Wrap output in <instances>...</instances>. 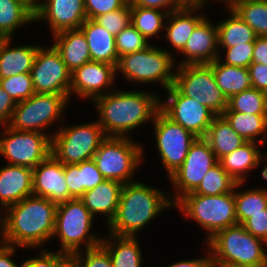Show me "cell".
Masks as SVG:
<instances>
[{
    "label": "cell",
    "instance_id": "1",
    "mask_svg": "<svg viewBox=\"0 0 267 267\" xmlns=\"http://www.w3.org/2000/svg\"><path fill=\"white\" fill-rule=\"evenodd\" d=\"M57 204L29 196L3 211L2 243L21 248H42L52 241Z\"/></svg>",
    "mask_w": 267,
    "mask_h": 267
},
{
    "label": "cell",
    "instance_id": "2",
    "mask_svg": "<svg viewBox=\"0 0 267 267\" xmlns=\"http://www.w3.org/2000/svg\"><path fill=\"white\" fill-rule=\"evenodd\" d=\"M93 103L98 113L97 122L105 135L115 137H129L132 130L151 123L160 109L159 93L145 90L114 89Z\"/></svg>",
    "mask_w": 267,
    "mask_h": 267
},
{
    "label": "cell",
    "instance_id": "3",
    "mask_svg": "<svg viewBox=\"0 0 267 267\" xmlns=\"http://www.w3.org/2000/svg\"><path fill=\"white\" fill-rule=\"evenodd\" d=\"M169 207L174 208V204L165 190L139 180L123 184L120 202L114 218L107 225V233L137 237L145 226Z\"/></svg>",
    "mask_w": 267,
    "mask_h": 267
},
{
    "label": "cell",
    "instance_id": "4",
    "mask_svg": "<svg viewBox=\"0 0 267 267\" xmlns=\"http://www.w3.org/2000/svg\"><path fill=\"white\" fill-rule=\"evenodd\" d=\"M213 267L242 265L267 266V243L249 233L242 224L218 231L206 242ZM266 250V251H265Z\"/></svg>",
    "mask_w": 267,
    "mask_h": 267
},
{
    "label": "cell",
    "instance_id": "5",
    "mask_svg": "<svg viewBox=\"0 0 267 267\" xmlns=\"http://www.w3.org/2000/svg\"><path fill=\"white\" fill-rule=\"evenodd\" d=\"M94 217L80 199H71L57 204L55 237L61 243L58 252L73 255L101 244L102 237L92 230Z\"/></svg>",
    "mask_w": 267,
    "mask_h": 267
},
{
    "label": "cell",
    "instance_id": "6",
    "mask_svg": "<svg viewBox=\"0 0 267 267\" xmlns=\"http://www.w3.org/2000/svg\"><path fill=\"white\" fill-rule=\"evenodd\" d=\"M175 59L167 49L152 43L143 50L119 57L116 74L138 86L159 83L165 91L174 83Z\"/></svg>",
    "mask_w": 267,
    "mask_h": 267
},
{
    "label": "cell",
    "instance_id": "7",
    "mask_svg": "<svg viewBox=\"0 0 267 267\" xmlns=\"http://www.w3.org/2000/svg\"><path fill=\"white\" fill-rule=\"evenodd\" d=\"M174 209H179L186 219L194 220L207 232L205 243L218 231L238 224L234 193L207 196L191 192L181 197Z\"/></svg>",
    "mask_w": 267,
    "mask_h": 267
},
{
    "label": "cell",
    "instance_id": "8",
    "mask_svg": "<svg viewBox=\"0 0 267 267\" xmlns=\"http://www.w3.org/2000/svg\"><path fill=\"white\" fill-rule=\"evenodd\" d=\"M143 145L129 137L107 136L93 156L99 172L106 180L122 184L135 181L139 165L144 160ZM134 179V180H133Z\"/></svg>",
    "mask_w": 267,
    "mask_h": 267
},
{
    "label": "cell",
    "instance_id": "9",
    "mask_svg": "<svg viewBox=\"0 0 267 267\" xmlns=\"http://www.w3.org/2000/svg\"><path fill=\"white\" fill-rule=\"evenodd\" d=\"M52 136L51 154L63 164H78L93 159L102 141L107 137L97 120L83 124H57Z\"/></svg>",
    "mask_w": 267,
    "mask_h": 267
},
{
    "label": "cell",
    "instance_id": "10",
    "mask_svg": "<svg viewBox=\"0 0 267 267\" xmlns=\"http://www.w3.org/2000/svg\"><path fill=\"white\" fill-rule=\"evenodd\" d=\"M69 103L61 94L34 93L27 100L16 103L8 126L18 131L45 133L46 128L61 122Z\"/></svg>",
    "mask_w": 267,
    "mask_h": 267
},
{
    "label": "cell",
    "instance_id": "11",
    "mask_svg": "<svg viewBox=\"0 0 267 267\" xmlns=\"http://www.w3.org/2000/svg\"><path fill=\"white\" fill-rule=\"evenodd\" d=\"M2 127L0 155L7 159V164L33 169L51 154L54 133L18 131L8 125Z\"/></svg>",
    "mask_w": 267,
    "mask_h": 267
},
{
    "label": "cell",
    "instance_id": "12",
    "mask_svg": "<svg viewBox=\"0 0 267 267\" xmlns=\"http://www.w3.org/2000/svg\"><path fill=\"white\" fill-rule=\"evenodd\" d=\"M173 86L183 95L208 107L216 115H222L228 107V99L215 81L208 64L176 66Z\"/></svg>",
    "mask_w": 267,
    "mask_h": 267
},
{
    "label": "cell",
    "instance_id": "13",
    "mask_svg": "<svg viewBox=\"0 0 267 267\" xmlns=\"http://www.w3.org/2000/svg\"><path fill=\"white\" fill-rule=\"evenodd\" d=\"M155 145L169 178L183 164L191 144L197 137L167 117L160 109L152 121Z\"/></svg>",
    "mask_w": 267,
    "mask_h": 267
},
{
    "label": "cell",
    "instance_id": "14",
    "mask_svg": "<svg viewBox=\"0 0 267 267\" xmlns=\"http://www.w3.org/2000/svg\"><path fill=\"white\" fill-rule=\"evenodd\" d=\"M218 162L208 141L204 137H197L191 144L183 164L168 178L173 187L170 191H173V194L169 193L173 204L184 195L194 192L207 172Z\"/></svg>",
    "mask_w": 267,
    "mask_h": 267
},
{
    "label": "cell",
    "instance_id": "15",
    "mask_svg": "<svg viewBox=\"0 0 267 267\" xmlns=\"http://www.w3.org/2000/svg\"><path fill=\"white\" fill-rule=\"evenodd\" d=\"M45 47L41 45L38 48L31 68L34 91L61 94L69 100L71 71L53 45Z\"/></svg>",
    "mask_w": 267,
    "mask_h": 267
},
{
    "label": "cell",
    "instance_id": "16",
    "mask_svg": "<svg viewBox=\"0 0 267 267\" xmlns=\"http://www.w3.org/2000/svg\"><path fill=\"white\" fill-rule=\"evenodd\" d=\"M165 92L167 98L164 101L160 97V110L196 137H205L217 115L193 98L181 94L173 85Z\"/></svg>",
    "mask_w": 267,
    "mask_h": 267
},
{
    "label": "cell",
    "instance_id": "17",
    "mask_svg": "<svg viewBox=\"0 0 267 267\" xmlns=\"http://www.w3.org/2000/svg\"><path fill=\"white\" fill-rule=\"evenodd\" d=\"M115 78H118L116 66L89 61L71 72L69 101L76 95L79 99L93 102L96 98L114 90V80H117Z\"/></svg>",
    "mask_w": 267,
    "mask_h": 267
},
{
    "label": "cell",
    "instance_id": "18",
    "mask_svg": "<svg viewBox=\"0 0 267 267\" xmlns=\"http://www.w3.org/2000/svg\"><path fill=\"white\" fill-rule=\"evenodd\" d=\"M87 19L84 0H38L34 21L47 22L52 35L79 29Z\"/></svg>",
    "mask_w": 267,
    "mask_h": 267
},
{
    "label": "cell",
    "instance_id": "19",
    "mask_svg": "<svg viewBox=\"0 0 267 267\" xmlns=\"http://www.w3.org/2000/svg\"><path fill=\"white\" fill-rule=\"evenodd\" d=\"M177 66L210 64L219 57L217 25L205 17L189 36Z\"/></svg>",
    "mask_w": 267,
    "mask_h": 267
},
{
    "label": "cell",
    "instance_id": "20",
    "mask_svg": "<svg viewBox=\"0 0 267 267\" xmlns=\"http://www.w3.org/2000/svg\"><path fill=\"white\" fill-rule=\"evenodd\" d=\"M33 195L56 204L69 200L64 164L52 154L33 168Z\"/></svg>",
    "mask_w": 267,
    "mask_h": 267
},
{
    "label": "cell",
    "instance_id": "21",
    "mask_svg": "<svg viewBox=\"0 0 267 267\" xmlns=\"http://www.w3.org/2000/svg\"><path fill=\"white\" fill-rule=\"evenodd\" d=\"M32 195V168L9 164L0 167V209L2 211Z\"/></svg>",
    "mask_w": 267,
    "mask_h": 267
},
{
    "label": "cell",
    "instance_id": "22",
    "mask_svg": "<svg viewBox=\"0 0 267 267\" xmlns=\"http://www.w3.org/2000/svg\"><path fill=\"white\" fill-rule=\"evenodd\" d=\"M200 10L204 12L203 7H183L168 13L164 29L166 33L160 36L165 37V40L169 41L170 48L173 50L170 49L168 52L173 57L176 56L175 52L180 53L184 49L193 30L206 17L202 11L199 13Z\"/></svg>",
    "mask_w": 267,
    "mask_h": 267
},
{
    "label": "cell",
    "instance_id": "23",
    "mask_svg": "<svg viewBox=\"0 0 267 267\" xmlns=\"http://www.w3.org/2000/svg\"><path fill=\"white\" fill-rule=\"evenodd\" d=\"M123 184L116 180H105L95 188L87 190L80 200L95 217L103 215L107 226L114 218L122 191Z\"/></svg>",
    "mask_w": 267,
    "mask_h": 267
},
{
    "label": "cell",
    "instance_id": "24",
    "mask_svg": "<svg viewBox=\"0 0 267 267\" xmlns=\"http://www.w3.org/2000/svg\"><path fill=\"white\" fill-rule=\"evenodd\" d=\"M13 38H4L0 44V79L30 73L37 50L41 45L11 46Z\"/></svg>",
    "mask_w": 267,
    "mask_h": 267
},
{
    "label": "cell",
    "instance_id": "25",
    "mask_svg": "<svg viewBox=\"0 0 267 267\" xmlns=\"http://www.w3.org/2000/svg\"><path fill=\"white\" fill-rule=\"evenodd\" d=\"M51 39L71 72L91 61L87 40L80 29L60 31L52 35Z\"/></svg>",
    "mask_w": 267,
    "mask_h": 267
},
{
    "label": "cell",
    "instance_id": "26",
    "mask_svg": "<svg viewBox=\"0 0 267 267\" xmlns=\"http://www.w3.org/2000/svg\"><path fill=\"white\" fill-rule=\"evenodd\" d=\"M88 43L91 61L117 66L119 57L116 50L115 36L93 19H86L79 28Z\"/></svg>",
    "mask_w": 267,
    "mask_h": 267
},
{
    "label": "cell",
    "instance_id": "27",
    "mask_svg": "<svg viewBox=\"0 0 267 267\" xmlns=\"http://www.w3.org/2000/svg\"><path fill=\"white\" fill-rule=\"evenodd\" d=\"M106 234L101 245L108 251L113 267H142L143 253L137 237Z\"/></svg>",
    "mask_w": 267,
    "mask_h": 267
},
{
    "label": "cell",
    "instance_id": "28",
    "mask_svg": "<svg viewBox=\"0 0 267 267\" xmlns=\"http://www.w3.org/2000/svg\"><path fill=\"white\" fill-rule=\"evenodd\" d=\"M64 173L69 191V200L80 199L82 195L106 179L99 172L93 159L78 164H64Z\"/></svg>",
    "mask_w": 267,
    "mask_h": 267
},
{
    "label": "cell",
    "instance_id": "29",
    "mask_svg": "<svg viewBox=\"0 0 267 267\" xmlns=\"http://www.w3.org/2000/svg\"><path fill=\"white\" fill-rule=\"evenodd\" d=\"M257 142H246L242 146L221 157L222 168L237 182L246 183V175L255 170L258 156L262 151Z\"/></svg>",
    "mask_w": 267,
    "mask_h": 267
},
{
    "label": "cell",
    "instance_id": "30",
    "mask_svg": "<svg viewBox=\"0 0 267 267\" xmlns=\"http://www.w3.org/2000/svg\"><path fill=\"white\" fill-rule=\"evenodd\" d=\"M218 87L227 99L252 87L248 68L224 64L220 59L208 64Z\"/></svg>",
    "mask_w": 267,
    "mask_h": 267
},
{
    "label": "cell",
    "instance_id": "31",
    "mask_svg": "<svg viewBox=\"0 0 267 267\" xmlns=\"http://www.w3.org/2000/svg\"><path fill=\"white\" fill-rule=\"evenodd\" d=\"M204 138L218 160L247 142L232 129L223 115L214 118Z\"/></svg>",
    "mask_w": 267,
    "mask_h": 267
},
{
    "label": "cell",
    "instance_id": "32",
    "mask_svg": "<svg viewBox=\"0 0 267 267\" xmlns=\"http://www.w3.org/2000/svg\"><path fill=\"white\" fill-rule=\"evenodd\" d=\"M230 14L217 25L218 48L233 47L255 42L257 35L231 8L225 7Z\"/></svg>",
    "mask_w": 267,
    "mask_h": 267
},
{
    "label": "cell",
    "instance_id": "33",
    "mask_svg": "<svg viewBox=\"0 0 267 267\" xmlns=\"http://www.w3.org/2000/svg\"><path fill=\"white\" fill-rule=\"evenodd\" d=\"M34 10L23 0H0V35L12 38L21 26L32 24Z\"/></svg>",
    "mask_w": 267,
    "mask_h": 267
},
{
    "label": "cell",
    "instance_id": "34",
    "mask_svg": "<svg viewBox=\"0 0 267 267\" xmlns=\"http://www.w3.org/2000/svg\"><path fill=\"white\" fill-rule=\"evenodd\" d=\"M222 115L231 124L232 129L245 141L260 143L262 147L266 145L267 115L240 112H224Z\"/></svg>",
    "mask_w": 267,
    "mask_h": 267
},
{
    "label": "cell",
    "instance_id": "35",
    "mask_svg": "<svg viewBox=\"0 0 267 267\" xmlns=\"http://www.w3.org/2000/svg\"><path fill=\"white\" fill-rule=\"evenodd\" d=\"M245 183H237L234 188V200L238 224H243L252 215L267 208V188H248L239 190Z\"/></svg>",
    "mask_w": 267,
    "mask_h": 267
},
{
    "label": "cell",
    "instance_id": "36",
    "mask_svg": "<svg viewBox=\"0 0 267 267\" xmlns=\"http://www.w3.org/2000/svg\"><path fill=\"white\" fill-rule=\"evenodd\" d=\"M257 36H267V0H235L227 5Z\"/></svg>",
    "mask_w": 267,
    "mask_h": 267
},
{
    "label": "cell",
    "instance_id": "37",
    "mask_svg": "<svg viewBox=\"0 0 267 267\" xmlns=\"http://www.w3.org/2000/svg\"><path fill=\"white\" fill-rule=\"evenodd\" d=\"M168 12L131 5V24L150 42L165 29Z\"/></svg>",
    "mask_w": 267,
    "mask_h": 267
},
{
    "label": "cell",
    "instance_id": "38",
    "mask_svg": "<svg viewBox=\"0 0 267 267\" xmlns=\"http://www.w3.org/2000/svg\"><path fill=\"white\" fill-rule=\"evenodd\" d=\"M224 112L267 115V93L252 87L244 90L228 99Z\"/></svg>",
    "mask_w": 267,
    "mask_h": 267
},
{
    "label": "cell",
    "instance_id": "39",
    "mask_svg": "<svg viewBox=\"0 0 267 267\" xmlns=\"http://www.w3.org/2000/svg\"><path fill=\"white\" fill-rule=\"evenodd\" d=\"M237 182L222 168L218 162L202 179L195 194L217 196L224 193H234Z\"/></svg>",
    "mask_w": 267,
    "mask_h": 267
},
{
    "label": "cell",
    "instance_id": "40",
    "mask_svg": "<svg viewBox=\"0 0 267 267\" xmlns=\"http://www.w3.org/2000/svg\"><path fill=\"white\" fill-rule=\"evenodd\" d=\"M151 43L131 23L115 37L118 57L143 50Z\"/></svg>",
    "mask_w": 267,
    "mask_h": 267
},
{
    "label": "cell",
    "instance_id": "41",
    "mask_svg": "<svg viewBox=\"0 0 267 267\" xmlns=\"http://www.w3.org/2000/svg\"><path fill=\"white\" fill-rule=\"evenodd\" d=\"M0 85L15 103L27 100L35 93L30 73H22L0 79Z\"/></svg>",
    "mask_w": 267,
    "mask_h": 267
},
{
    "label": "cell",
    "instance_id": "42",
    "mask_svg": "<svg viewBox=\"0 0 267 267\" xmlns=\"http://www.w3.org/2000/svg\"><path fill=\"white\" fill-rule=\"evenodd\" d=\"M113 36L131 23V5L128 1L122 8L99 15L93 19Z\"/></svg>",
    "mask_w": 267,
    "mask_h": 267
},
{
    "label": "cell",
    "instance_id": "43",
    "mask_svg": "<svg viewBox=\"0 0 267 267\" xmlns=\"http://www.w3.org/2000/svg\"><path fill=\"white\" fill-rule=\"evenodd\" d=\"M219 53H221L218 57L220 61L224 64L233 65L236 67L248 68V66L252 63V55L254 49V42L243 43L240 45H235L233 47L227 48H218ZM222 50L225 54V57H221ZM223 59V60H222Z\"/></svg>",
    "mask_w": 267,
    "mask_h": 267
},
{
    "label": "cell",
    "instance_id": "44",
    "mask_svg": "<svg viewBox=\"0 0 267 267\" xmlns=\"http://www.w3.org/2000/svg\"><path fill=\"white\" fill-rule=\"evenodd\" d=\"M73 255L79 267H113L108 251L101 244Z\"/></svg>",
    "mask_w": 267,
    "mask_h": 267
},
{
    "label": "cell",
    "instance_id": "45",
    "mask_svg": "<svg viewBox=\"0 0 267 267\" xmlns=\"http://www.w3.org/2000/svg\"><path fill=\"white\" fill-rule=\"evenodd\" d=\"M129 0H84L88 19L122 8Z\"/></svg>",
    "mask_w": 267,
    "mask_h": 267
},
{
    "label": "cell",
    "instance_id": "46",
    "mask_svg": "<svg viewBox=\"0 0 267 267\" xmlns=\"http://www.w3.org/2000/svg\"><path fill=\"white\" fill-rule=\"evenodd\" d=\"M242 225L254 237L267 243V208L263 209L261 213L252 215Z\"/></svg>",
    "mask_w": 267,
    "mask_h": 267
},
{
    "label": "cell",
    "instance_id": "47",
    "mask_svg": "<svg viewBox=\"0 0 267 267\" xmlns=\"http://www.w3.org/2000/svg\"><path fill=\"white\" fill-rule=\"evenodd\" d=\"M47 249L45 247H43V249L41 248V250L40 248L37 249V251L39 250L38 256H31L29 259H26V261H23L24 267H54V263L62 253L49 250V248Z\"/></svg>",
    "mask_w": 267,
    "mask_h": 267
},
{
    "label": "cell",
    "instance_id": "48",
    "mask_svg": "<svg viewBox=\"0 0 267 267\" xmlns=\"http://www.w3.org/2000/svg\"><path fill=\"white\" fill-rule=\"evenodd\" d=\"M252 88L267 93V65L252 62L248 66Z\"/></svg>",
    "mask_w": 267,
    "mask_h": 267
},
{
    "label": "cell",
    "instance_id": "49",
    "mask_svg": "<svg viewBox=\"0 0 267 267\" xmlns=\"http://www.w3.org/2000/svg\"><path fill=\"white\" fill-rule=\"evenodd\" d=\"M129 2L130 5L144 8H156L168 13L184 7L178 0H129Z\"/></svg>",
    "mask_w": 267,
    "mask_h": 267
},
{
    "label": "cell",
    "instance_id": "50",
    "mask_svg": "<svg viewBox=\"0 0 267 267\" xmlns=\"http://www.w3.org/2000/svg\"><path fill=\"white\" fill-rule=\"evenodd\" d=\"M16 106L14 100L0 85V125H8Z\"/></svg>",
    "mask_w": 267,
    "mask_h": 267
},
{
    "label": "cell",
    "instance_id": "51",
    "mask_svg": "<svg viewBox=\"0 0 267 267\" xmlns=\"http://www.w3.org/2000/svg\"><path fill=\"white\" fill-rule=\"evenodd\" d=\"M16 249V246L0 243V267H24L23 262L18 265L12 258L15 256L13 254L16 253Z\"/></svg>",
    "mask_w": 267,
    "mask_h": 267
},
{
    "label": "cell",
    "instance_id": "52",
    "mask_svg": "<svg viewBox=\"0 0 267 267\" xmlns=\"http://www.w3.org/2000/svg\"><path fill=\"white\" fill-rule=\"evenodd\" d=\"M252 62L267 65V36H257L254 42Z\"/></svg>",
    "mask_w": 267,
    "mask_h": 267
},
{
    "label": "cell",
    "instance_id": "53",
    "mask_svg": "<svg viewBox=\"0 0 267 267\" xmlns=\"http://www.w3.org/2000/svg\"><path fill=\"white\" fill-rule=\"evenodd\" d=\"M206 253L207 255L202 256L201 258L179 260L168 267H213L210 250H207Z\"/></svg>",
    "mask_w": 267,
    "mask_h": 267
},
{
    "label": "cell",
    "instance_id": "54",
    "mask_svg": "<svg viewBox=\"0 0 267 267\" xmlns=\"http://www.w3.org/2000/svg\"><path fill=\"white\" fill-rule=\"evenodd\" d=\"M54 267H79L74 255L62 254L54 263Z\"/></svg>",
    "mask_w": 267,
    "mask_h": 267
},
{
    "label": "cell",
    "instance_id": "55",
    "mask_svg": "<svg viewBox=\"0 0 267 267\" xmlns=\"http://www.w3.org/2000/svg\"><path fill=\"white\" fill-rule=\"evenodd\" d=\"M262 154H264V153H262V151H261L259 156H258V160L256 162L255 169H258V167L260 168L261 163L263 164V162H264L265 164H263L264 166H263L262 171H261V178H263L264 180L267 181V153H265L264 155H262Z\"/></svg>",
    "mask_w": 267,
    "mask_h": 267
},
{
    "label": "cell",
    "instance_id": "56",
    "mask_svg": "<svg viewBox=\"0 0 267 267\" xmlns=\"http://www.w3.org/2000/svg\"><path fill=\"white\" fill-rule=\"evenodd\" d=\"M184 7H207L208 0H178ZM211 1V0H210Z\"/></svg>",
    "mask_w": 267,
    "mask_h": 267
},
{
    "label": "cell",
    "instance_id": "57",
    "mask_svg": "<svg viewBox=\"0 0 267 267\" xmlns=\"http://www.w3.org/2000/svg\"><path fill=\"white\" fill-rule=\"evenodd\" d=\"M2 234H3V211L0 209V243H2Z\"/></svg>",
    "mask_w": 267,
    "mask_h": 267
},
{
    "label": "cell",
    "instance_id": "58",
    "mask_svg": "<svg viewBox=\"0 0 267 267\" xmlns=\"http://www.w3.org/2000/svg\"><path fill=\"white\" fill-rule=\"evenodd\" d=\"M25 1L33 10L36 9L38 0H23Z\"/></svg>",
    "mask_w": 267,
    "mask_h": 267
},
{
    "label": "cell",
    "instance_id": "59",
    "mask_svg": "<svg viewBox=\"0 0 267 267\" xmlns=\"http://www.w3.org/2000/svg\"><path fill=\"white\" fill-rule=\"evenodd\" d=\"M215 1H218V2L220 1L224 3L225 6H227L230 2L235 1V0H215Z\"/></svg>",
    "mask_w": 267,
    "mask_h": 267
},
{
    "label": "cell",
    "instance_id": "60",
    "mask_svg": "<svg viewBox=\"0 0 267 267\" xmlns=\"http://www.w3.org/2000/svg\"><path fill=\"white\" fill-rule=\"evenodd\" d=\"M221 267H251V266H242V265H223Z\"/></svg>",
    "mask_w": 267,
    "mask_h": 267
},
{
    "label": "cell",
    "instance_id": "61",
    "mask_svg": "<svg viewBox=\"0 0 267 267\" xmlns=\"http://www.w3.org/2000/svg\"><path fill=\"white\" fill-rule=\"evenodd\" d=\"M3 37L0 35V44H1V42L3 41Z\"/></svg>",
    "mask_w": 267,
    "mask_h": 267
}]
</instances>
